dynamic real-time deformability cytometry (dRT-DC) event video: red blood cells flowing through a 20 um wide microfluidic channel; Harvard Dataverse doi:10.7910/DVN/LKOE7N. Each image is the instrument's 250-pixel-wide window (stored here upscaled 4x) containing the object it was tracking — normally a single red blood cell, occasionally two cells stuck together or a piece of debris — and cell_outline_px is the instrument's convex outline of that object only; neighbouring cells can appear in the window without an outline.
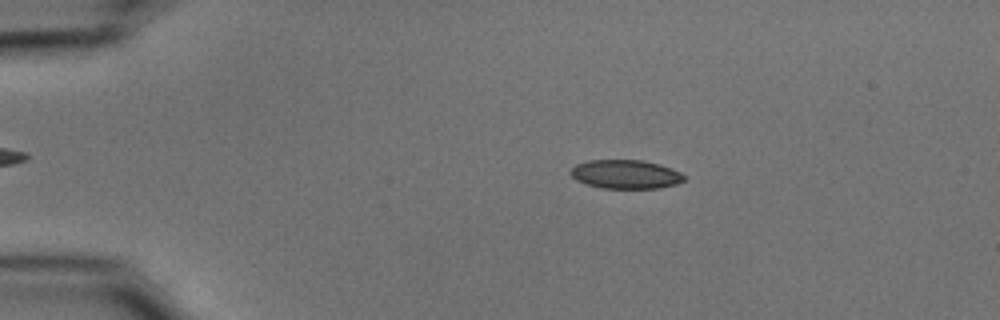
{"species": "common noctule bat (a hibernating species)", "species_latin": "Nyctalus noctula", "temperature_condition": "cold", "stored_images_in_passage": 52, "camera_frame_rate_fps": 3000, "um_per_image_px": 0.085, "animal": {"sex": "male", "body_mass_g": 15.6}, "frame": {"image": 1, "passage_image": 9, "time_ms": 2.667, "image_size_px": [1000, 320], "cell_outline_px": [[684, 180], [676, 184], [660, 188], [600, 188], [576, 180], [572, 176], [572, 168], [576, 164], [588, 160], [640, 160], [660, 164], [680, 172], [684, 176]], "centroid_in_image_um": [53.18, 14.81], "position_along_channel_um": 31.8, "area_um2": 18.9}}
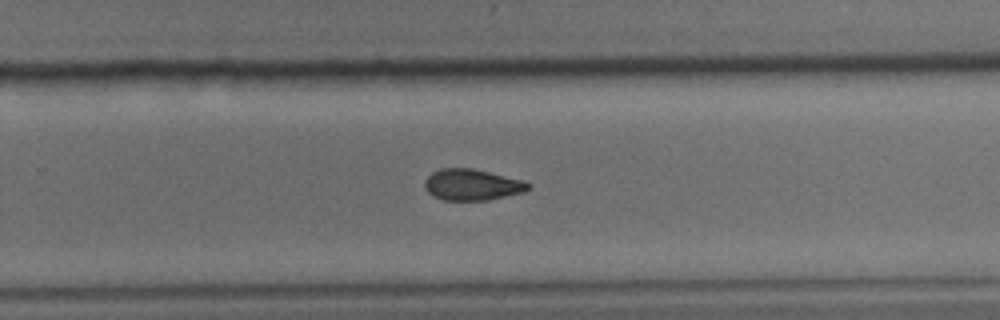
{"frame": {"image": 2, "passage_image": 34, "time_ms": 11.0, "image_size_px": [1000, 320], "cell_outline_px": [[532, 188], [524, 192], [488, 200], [444, 200], [432, 196], [424, 188], [424, 180], [432, 172], [440, 168], [472, 168], [520, 180], [532, 184]], "centroid_in_image_um": [40.1, 15.71], "position_along_channel_um": 289.7, "area_um2": 18.84}}
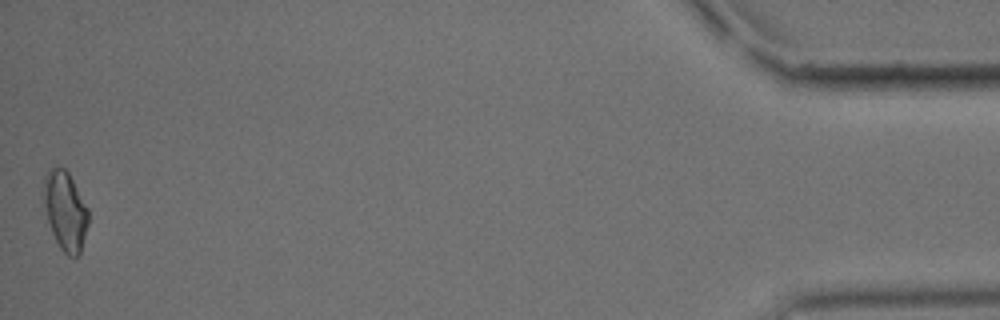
{"frame": {"image": 3, "passage_image": 52, "time_ms": 17.0, "image_size_px": [1000, 320], "cell_outline_px": [[88, 224], [80, 252], [76, 256], [68, 256], [60, 248], [52, 232], [48, 220], [44, 200], [44, 176], [52, 168], [64, 168], [68, 172], [88, 208]], "centroid_in_image_um": [5.56, 17.92], "position_along_channel_um": 429.6, "area_um2": 20.06}, "authors_computed_cell_mechanics": {"area_um2": 19.363, "velocity_mm_per_s": 3.7505, "shape_relaxation_time_tau1_ms": 7.4591, "shape_relaxation_time_tau2_ms": 4.8662, "deformation_change_tau1": 0.1379, "deformation_change_tau2": 0.1108}}